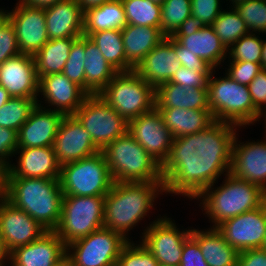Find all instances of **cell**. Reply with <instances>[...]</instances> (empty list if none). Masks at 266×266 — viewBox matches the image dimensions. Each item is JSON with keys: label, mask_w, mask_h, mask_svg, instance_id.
<instances>
[{"label": "cell", "mask_w": 266, "mask_h": 266, "mask_svg": "<svg viewBox=\"0 0 266 266\" xmlns=\"http://www.w3.org/2000/svg\"><path fill=\"white\" fill-rule=\"evenodd\" d=\"M237 127L215 121L195 134L174 138L161 165L164 193L196 199L224 172L228 174Z\"/></svg>", "instance_id": "6da1fadb"}, {"label": "cell", "mask_w": 266, "mask_h": 266, "mask_svg": "<svg viewBox=\"0 0 266 266\" xmlns=\"http://www.w3.org/2000/svg\"><path fill=\"white\" fill-rule=\"evenodd\" d=\"M162 192L164 182L114 181L104 200V227L130 241L128 231L148 215Z\"/></svg>", "instance_id": "7a4b0ae2"}, {"label": "cell", "mask_w": 266, "mask_h": 266, "mask_svg": "<svg viewBox=\"0 0 266 266\" xmlns=\"http://www.w3.org/2000/svg\"><path fill=\"white\" fill-rule=\"evenodd\" d=\"M3 196L47 231L57 228L64 196L59 179L5 178Z\"/></svg>", "instance_id": "3957f363"}, {"label": "cell", "mask_w": 266, "mask_h": 266, "mask_svg": "<svg viewBox=\"0 0 266 266\" xmlns=\"http://www.w3.org/2000/svg\"><path fill=\"white\" fill-rule=\"evenodd\" d=\"M225 179L221 186L207 187L197 198L201 199L207 217H210L213 226L217 227L223 221L238 216L250 210L261 207L266 202V192L259 186L224 174Z\"/></svg>", "instance_id": "277c9868"}, {"label": "cell", "mask_w": 266, "mask_h": 266, "mask_svg": "<svg viewBox=\"0 0 266 266\" xmlns=\"http://www.w3.org/2000/svg\"><path fill=\"white\" fill-rule=\"evenodd\" d=\"M101 152L116 182H163L161 165L128 132Z\"/></svg>", "instance_id": "5b68a950"}, {"label": "cell", "mask_w": 266, "mask_h": 266, "mask_svg": "<svg viewBox=\"0 0 266 266\" xmlns=\"http://www.w3.org/2000/svg\"><path fill=\"white\" fill-rule=\"evenodd\" d=\"M215 69L208 81L209 107L215 121L238 126L254 124L261 119V113L254 107L248 86L224 77L214 78Z\"/></svg>", "instance_id": "8992f818"}, {"label": "cell", "mask_w": 266, "mask_h": 266, "mask_svg": "<svg viewBox=\"0 0 266 266\" xmlns=\"http://www.w3.org/2000/svg\"><path fill=\"white\" fill-rule=\"evenodd\" d=\"M155 88L134 70L118 72L98 93L127 122L155 108Z\"/></svg>", "instance_id": "52a82bcc"}, {"label": "cell", "mask_w": 266, "mask_h": 266, "mask_svg": "<svg viewBox=\"0 0 266 266\" xmlns=\"http://www.w3.org/2000/svg\"><path fill=\"white\" fill-rule=\"evenodd\" d=\"M64 196H106L114 180L103 153L60 166Z\"/></svg>", "instance_id": "ba28073f"}, {"label": "cell", "mask_w": 266, "mask_h": 266, "mask_svg": "<svg viewBox=\"0 0 266 266\" xmlns=\"http://www.w3.org/2000/svg\"><path fill=\"white\" fill-rule=\"evenodd\" d=\"M104 200L105 196H63L54 231L66 246L104 227Z\"/></svg>", "instance_id": "9c48e42d"}, {"label": "cell", "mask_w": 266, "mask_h": 266, "mask_svg": "<svg viewBox=\"0 0 266 266\" xmlns=\"http://www.w3.org/2000/svg\"><path fill=\"white\" fill-rule=\"evenodd\" d=\"M73 116L100 151L128 130V122L98 94L88 95Z\"/></svg>", "instance_id": "30bf717a"}, {"label": "cell", "mask_w": 266, "mask_h": 266, "mask_svg": "<svg viewBox=\"0 0 266 266\" xmlns=\"http://www.w3.org/2000/svg\"><path fill=\"white\" fill-rule=\"evenodd\" d=\"M127 242L120 233L102 227L67 245L66 256L73 266H116Z\"/></svg>", "instance_id": "8fae6325"}, {"label": "cell", "mask_w": 266, "mask_h": 266, "mask_svg": "<svg viewBox=\"0 0 266 266\" xmlns=\"http://www.w3.org/2000/svg\"><path fill=\"white\" fill-rule=\"evenodd\" d=\"M166 216L157 218L142 232V244L154 255L159 266H179L185 240L191 229L180 230Z\"/></svg>", "instance_id": "7c38bea8"}, {"label": "cell", "mask_w": 266, "mask_h": 266, "mask_svg": "<svg viewBox=\"0 0 266 266\" xmlns=\"http://www.w3.org/2000/svg\"><path fill=\"white\" fill-rule=\"evenodd\" d=\"M216 228L239 252L262 248L266 236V202L257 209L223 221Z\"/></svg>", "instance_id": "4fadbf2b"}, {"label": "cell", "mask_w": 266, "mask_h": 266, "mask_svg": "<svg viewBox=\"0 0 266 266\" xmlns=\"http://www.w3.org/2000/svg\"><path fill=\"white\" fill-rule=\"evenodd\" d=\"M127 132L155 161L164 163L174 138L156 108L128 121Z\"/></svg>", "instance_id": "5bb4252c"}, {"label": "cell", "mask_w": 266, "mask_h": 266, "mask_svg": "<svg viewBox=\"0 0 266 266\" xmlns=\"http://www.w3.org/2000/svg\"><path fill=\"white\" fill-rule=\"evenodd\" d=\"M9 11L20 53L34 56L48 41L44 8L26 6L20 2Z\"/></svg>", "instance_id": "9a60e30c"}, {"label": "cell", "mask_w": 266, "mask_h": 266, "mask_svg": "<svg viewBox=\"0 0 266 266\" xmlns=\"http://www.w3.org/2000/svg\"><path fill=\"white\" fill-rule=\"evenodd\" d=\"M52 147L60 166L100 152L91 135L73 115L61 120Z\"/></svg>", "instance_id": "2e32d148"}, {"label": "cell", "mask_w": 266, "mask_h": 266, "mask_svg": "<svg viewBox=\"0 0 266 266\" xmlns=\"http://www.w3.org/2000/svg\"><path fill=\"white\" fill-rule=\"evenodd\" d=\"M46 231L27 212L0 196V234L9 252L32 243Z\"/></svg>", "instance_id": "e0dca14e"}, {"label": "cell", "mask_w": 266, "mask_h": 266, "mask_svg": "<svg viewBox=\"0 0 266 266\" xmlns=\"http://www.w3.org/2000/svg\"><path fill=\"white\" fill-rule=\"evenodd\" d=\"M266 128V127H265ZM266 132V131H265ZM235 136L230 174L259 186L266 192V141L240 142ZM240 144H239V143Z\"/></svg>", "instance_id": "ac0fdd59"}, {"label": "cell", "mask_w": 266, "mask_h": 266, "mask_svg": "<svg viewBox=\"0 0 266 266\" xmlns=\"http://www.w3.org/2000/svg\"><path fill=\"white\" fill-rule=\"evenodd\" d=\"M0 85L11 97L39 96V79L33 56L18 54L0 65Z\"/></svg>", "instance_id": "d6986e66"}, {"label": "cell", "mask_w": 266, "mask_h": 266, "mask_svg": "<svg viewBox=\"0 0 266 266\" xmlns=\"http://www.w3.org/2000/svg\"><path fill=\"white\" fill-rule=\"evenodd\" d=\"M38 100L29 119L17 132L18 148L52 147L64 115L51 108L43 107ZM42 105V106H41Z\"/></svg>", "instance_id": "ffe728a7"}, {"label": "cell", "mask_w": 266, "mask_h": 266, "mask_svg": "<svg viewBox=\"0 0 266 266\" xmlns=\"http://www.w3.org/2000/svg\"><path fill=\"white\" fill-rule=\"evenodd\" d=\"M67 246L55 231H46L30 244L10 252L11 266H54L66 257Z\"/></svg>", "instance_id": "44dd1931"}, {"label": "cell", "mask_w": 266, "mask_h": 266, "mask_svg": "<svg viewBox=\"0 0 266 266\" xmlns=\"http://www.w3.org/2000/svg\"><path fill=\"white\" fill-rule=\"evenodd\" d=\"M17 154L18 164H10L5 170V178L59 179L60 165L53 147L18 148Z\"/></svg>", "instance_id": "7402d4cb"}, {"label": "cell", "mask_w": 266, "mask_h": 266, "mask_svg": "<svg viewBox=\"0 0 266 266\" xmlns=\"http://www.w3.org/2000/svg\"><path fill=\"white\" fill-rule=\"evenodd\" d=\"M39 92L45 98L46 107L62 113L74 115L88 94L76 83L70 81L63 73L50 74L39 79Z\"/></svg>", "instance_id": "603a6c76"}, {"label": "cell", "mask_w": 266, "mask_h": 266, "mask_svg": "<svg viewBox=\"0 0 266 266\" xmlns=\"http://www.w3.org/2000/svg\"><path fill=\"white\" fill-rule=\"evenodd\" d=\"M182 64L175 54V39L166 36L137 65L134 71L155 89L169 82Z\"/></svg>", "instance_id": "cb8c5ba5"}, {"label": "cell", "mask_w": 266, "mask_h": 266, "mask_svg": "<svg viewBox=\"0 0 266 266\" xmlns=\"http://www.w3.org/2000/svg\"><path fill=\"white\" fill-rule=\"evenodd\" d=\"M49 39L83 35L84 12L76 0H63L44 8Z\"/></svg>", "instance_id": "d4e9b609"}, {"label": "cell", "mask_w": 266, "mask_h": 266, "mask_svg": "<svg viewBox=\"0 0 266 266\" xmlns=\"http://www.w3.org/2000/svg\"><path fill=\"white\" fill-rule=\"evenodd\" d=\"M125 48V72L134 70L166 36L157 27L127 24L121 29Z\"/></svg>", "instance_id": "484cf974"}, {"label": "cell", "mask_w": 266, "mask_h": 266, "mask_svg": "<svg viewBox=\"0 0 266 266\" xmlns=\"http://www.w3.org/2000/svg\"><path fill=\"white\" fill-rule=\"evenodd\" d=\"M180 43V52H190L204 59L214 69L228 56V49L212 25L204 26L190 36H172Z\"/></svg>", "instance_id": "4316f807"}, {"label": "cell", "mask_w": 266, "mask_h": 266, "mask_svg": "<svg viewBox=\"0 0 266 266\" xmlns=\"http://www.w3.org/2000/svg\"><path fill=\"white\" fill-rule=\"evenodd\" d=\"M155 108L210 110L207 88H186L165 82L155 89Z\"/></svg>", "instance_id": "83f0119b"}, {"label": "cell", "mask_w": 266, "mask_h": 266, "mask_svg": "<svg viewBox=\"0 0 266 266\" xmlns=\"http://www.w3.org/2000/svg\"><path fill=\"white\" fill-rule=\"evenodd\" d=\"M191 236L198 242L208 266H237L239 251L227 243L216 227L205 231L191 228Z\"/></svg>", "instance_id": "f1b7e54d"}, {"label": "cell", "mask_w": 266, "mask_h": 266, "mask_svg": "<svg viewBox=\"0 0 266 266\" xmlns=\"http://www.w3.org/2000/svg\"><path fill=\"white\" fill-rule=\"evenodd\" d=\"M173 138L195 134L215 122L211 110L156 108Z\"/></svg>", "instance_id": "f546056e"}, {"label": "cell", "mask_w": 266, "mask_h": 266, "mask_svg": "<svg viewBox=\"0 0 266 266\" xmlns=\"http://www.w3.org/2000/svg\"><path fill=\"white\" fill-rule=\"evenodd\" d=\"M85 92L98 94L118 73L104 58L97 45L85 36Z\"/></svg>", "instance_id": "4dcf8cb0"}, {"label": "cell", "mask_w": 266, "mask_h": 266, "mask_svg": "<svg viewBox=\"0 0 266 266\" xmlns=\"http://www.w3.org/2000/svg\"><path fill=\"white\" fill-rule=\"evenodd\" d=\"M127 25L125 9L121 0H111L105 4L84 11L83 35L117 29Z\"/></svg>", "instance_id": "1f68e13d"}, {"label": "cell", "mask_w": 266, "mask_h": 266, "mask_svg": "<svg viewBox=\"0 0 266 266\" xmlns=\"http://www.w3.org/2000/svg\"><path fill=\"white\" fill-rule=\"evenodd\" d=\"M77 38H56L49 41L33 56L38 79L62 73L73 42Z\"/></svg>", "instance_id": "d6a6232c"}, {"label": "cell", "mask_w": 266, "mask_h": 266, "mask_svg": "<svg viewBox=\"0 0 266 266\" xmlns=\"http://www.w3.org/2000/svg\"><path fill=\"white\" fill-rule=\"evenodd\" d=\"M89 38L97 45L105 60L118 72H125V48L121 30L109 29L92 33Z\"/></svg>", "instance_id": "836d02e7"}, {"label": "cell", "mask_w": 266, "mask_h": 266, "mask_svg": "<svg viewBox=\"0 0 266 266\" xmlns=\"http://www.w3.org/2000/svg\"><path fill=\"white\" fill-rule=\"evenodd\" d=\"M127 24L152 26L161 30V5L152 0H121Z\"/></svg>", "instance_id": "e575fe53"}, {"label": "cell", "mask_w": 266, "mask_h": 266, "mask_svg": "<svg viewBox=\"0 0 266 266\" xmlns=\"http://www.w3.org/2000/svg\"><path fill=\"white\" fill-rule=\"evenodd\" d=\"M38 99L12 97L0 108V126L16 132L29 119Z\"/></svg>", "instance_id": "d590c367"}, {"label": "cell", "mask_w": 266, "mask_h": 266, "mask_svg": "<svg viewBox=\"0 0 266 266\" xmlns=\"http://www.w3.org/2000/svg\"><path fill=\"white\" fill-rule=\"evenodd\" d=\"M212 26L227 49L243 35L249 33L245 22L233 6L230 10H223L214 20Z\"/></svg>", "instance_id": "8d00e7d4"}, {"label": "cell", "mask_w": 266, "mask_h": 266, "mask_svg": "<svg viewBox=\"0 0 266 266\" xmlns=\"http://www.w3.org/2000/svg\"><path fill=\"white\" fill-rule=\"evenodd\" d=\"M191 15V0H166L161 5V31L172 36Z\"/></svg>", "instance_id": "74e56055"}, {"label": "cell", "mask_w": 266, "mask_h": 266, "mask_svg": "<svg viewBox=\"0 0 266 266\" xmlns=\"http://www.w3.org/2000/svg\"><path fill=\"white\" fill-rule=\"evenodd\" d=\"M233 7L245 22L249 33H266V0L242 1Z\"/></svg>", "instance_id": "f35d334b"}, {"label": "cell", "mask_w": 266, "mask_h": 266, "mask_svg": "<svg viewBox=\"0 0 266 266\" xmlns=\"http://www.w3.org/2000/svg\"><path fill=\"white\" fill-rule=\"evenodd\" d=\"M262 47V38L255 33H247L228 49L229 61L261 63Z\"/></svg>", "instance_id": "ab89813d"}, {"label": "cell", "mask_w": 266, "mask_h": 266, "mask_svg": "<svg viewBox=\"0 0 266 266\" xmlns=\"http://www.w3.org/2000/svg\"><path fill=\"white\" fill-rule=\"evenodd\" d=\"M84 58L85 35H82L73 42L62 73L85 91Z\"/></svg>", "instance_id": "60d3db41"}, {"label": "cell", "mask_w": 266, "mask_h": 266, "mask_svg": "<svg viewBox=\"0 0 266 266\" xmlns=\"http://www.w3.org/2000/svg\"><path fill=\"white\" fill-rule=\"evenodd\" d=\"M139 243L128 241L121 249L116 266H159L154 255L141 241Z\"/></svg>", "instance_id": "b9f144b4"}, {"label": "cell", "mask_w": 266, "mask_h": 266, "mask_svg": "<svg viewBox=\"0 0 266 266\" xmlns=\"http://www.w3.org/2000/svg\"><path fill=\"white\" fill-rule=\"evenodd\" d=\"M226 74L239 84L249 85L262 70L261 63L247 61H230Z\"/></svg>", "instance_id": "7bdbcfd3"}, {"label": "cell", "mask_w": 266, "mask_h": 266, "mask_svg": "<svg viewBox=\"0 0 266 266\" xmlns=\"http://www.w3.org/2000/svg\"><path fill=\"white\" fill-rule=\"evenodd\" d=\"M220 0H191V15L205 26L212 25L223 11Z\"/></svg>", "instance_id": "ee69618b"}, {"label": "cell", "mask_w": 266, "mask_h": 266, "mask_svg": "<svg viewBox=\"0 0 266 266\" xmlns=\"http://www.w3.org/2000/svg\"><path fill=\"white\" fill-rule=\"evenodd\" d=\"M211 73H200L184 66L179 67L169 82L186 88H207Z\"/></svg>", "instance_id": "f6af8a7d"}, {"label": "cell", "mask_w": 266, "mask_h": 266, "mask_svg": "<svg viewBox=\"0 0 266 266\" xmlns=\"http://www.w3.org/2000/svg\"><path fill=\"white\" fill-rule=\"evenodd\" d=\"M18 54H20V49L15 29L8 20L0 29V65Z\"/></svg>", "instance_id": "bcb514c9"}, {"label": "cell", "mask_w": 266, "mask_h": 266, "mask_svg": "<svg viewBox=\"0 0 266 266\" xmlns=\"http://www.w3.org/2000/svg\"><path fill=\"white\" fill-rule=\"evenodd\" d=\"M18 149L17 132L0 126V166L5 170L10 166L12 157Z\"/></svg>", "instance_id": "7dc6e473"}, {"label": "cell", "mask_w": 266, "mask_h": 266, "mask_svg": "<svg viewBox=\"0 0 266 266\" xmlns=\"http://www.w3.org/2000/svg\"><path fill=\"white\" fill-rule=\"evenodd\" d=\"M179 266H208L198 242L191 235L184 242Z\"/></svg>", "instance_id": "c3c4849f"}, {"label": "cell", "mask_w": 266, "mask_h": 266, "mask_svg": "<svg viewBox=\"0 0 266 266\" xmlns=\"http://www.w3.org/2000/svg\"><path fill=\"white\" fill-rule=\"evenodd\" d=\"M248 89L254 107L261 113L266 108V69H262L257 74L248 85Z\"/></svg>", "instance_id": "681fc988"}, {"label": "cell", "mask_w": 266, "mask_h": 266, "mask_svg": "<svg viewBox=\"0 0 266 266\" xmlns=\"http://www.w3.org/2000/svg\"><path fill=\"white\" fill-rule=\"evenodd\" d=\"M175 54L177 56V60L182 64V66L186 67L187 69H195L197 72L200 73H211L214 69L204 59L193 55L190 52H180V43L176 39Z\"/></svg>", "instance_id": "f907efd6"}, {"label": "cell", "mask_w": 266, "mask_h": 266, "mask_svg": "<svg viewBox=\"0 0 266 266\" xmlns=\"http://www.w3.org/2000/svg\"><path fill=\"white\" fill-rule=\"evenodd\" d=\"M237 266H266V250L255 248L239 252Z\"/></svg>", "instance_id": "816d5d0a"}, {"label": "cell", "mask_w": 266, "mask_h": 266, "mask_svg": "<svg viewBox=\"0 0 266 266\" xmlns=\"http://www.w3.org/2000/svg\"><path fill=\"white\" fill-rule=\"evenodd\" d=\"M204 26L201 20L190 15L172 36H190Z\"/></svg>", "instance_id": "f5cc1de1"}, {"label": "cell", "mask_w": 266, "mask_h": 266, "mask_svg": "<svg viewBox=\"0 0 266 266\" xmlns=\"http://www.w3.org/2000/svg\"><path fill=\"white\" fill-rule=\"evenodd\" d=\"M63 0H19L20 3L31 6V7H39V8H46L52 6L56 3H59Z\"/></svg>", "instance_id": "db71d44e"}, {"label": "cell", "mask_w": 266, "mask_h": 266, "mask_svg": "<svg viewBox=\"0 0 266 266\" xmlns=\"http://www.w3.org/2000/svg\"><path fill=\"white\" fill-rule=\"evenodd\" d=\"M76 1L79 3L81 10L84 12L87 9L101 6L111 0H76Z\"/></svg>", "instance_id": "11a10c76"}, {"label": "cell", "mask_w": 266, "mask_h": 266, "mask_svg": "<svg viewBox=\"0 0 266 266\" xmlns=\"http://www.w3.org/2000/svg\"><path fill=\"white\" fill-rule=\"evenodd\" d=\"M10 261V252L7 250V247L2 239L0 234V266H5V262Z\"/></svg>", "instance_id": "9f6ffc18"}, {"label": "cell", "mask_w": 266, "mask_h": 266, "mask_svg": "<svg viewBox=\"0 0 266 266\" xmlns=\"http://www.w3.org/2000/svg\"><path fill=\"white\" fill-rule=\"evenodd\" d=\"M12 98L8 91L0 85V108Z\"/></svg>", "instance_id": "6f0895ef"}, {"label": "cell", "mask_w": 266, "mask_h": 266, "mask_svg": "<svg viewBox=\"0 0 266 266\" xmlns=\"http://www.w3.org/2000/svg\"><path fill=\"white\" fill-rule=\"evenodd\" d=\"M9 20V11L0 9V29L4 26V24Z\"/></svg>", "instance_id": "680465c9"}, {"label": "cell", "mask_w": 266, "mask_h": 266, "mask_svg": "<svg viewBox=\"0 0 266 266\" xmlns=\"http://www.w3.org/2000/svg\"><path fill=\"white\" fill-rule=\"evenodd\" d=\"M5 169L0 166V196L4 194Z\"/></svg>", "instance_id": "91938a15"}, {"label": "cell", "mask_w": 266, "mask_h": 266, "mask_svg": "<svg viewBox=\"0 0 266 266\" xmlns=\"http://www.w3.org/2000/svg\"><path fill=\"white\" fill-rule=\"evenodd\" d=\"M262 69H266V40L263 39L262 57H261Z\"/></svg>", "instance_id": "94428289"}, {"label": "cell", "mask_w": 266, "mask_h": 266, "mask_svg": "<svg viewBox=\"0 0 266 266\" xmlns=\"http://www.w3.org/2000/svg\"><path fill=\"white\" fill-rule=\"evenodd\" d=\"M54 266H73L71 260L66 256L64 259H62L58 264Z\"/></svg>", "instance_id": "6125c7cd"}, {"label": "cell", "mask_w": 266, "mask_h": 266, "mask_svg": "<svg viewBox=\"0 0 266 266\" xmlns=\"http://www.w3.org/2000/svg\"><path fill=\"white\" fill-rule=\"evenodd\" d=\"M263 114H264V115H263ZM261 117H262V118L265 117V119H263V120L266 121V108L263 109V111L261 112ZM265 124H266V122H265ZM265 127H266V125H265Z\"/></svg>", "instance_id": "be15d7a7"}, {"label": "cell", "mask_w": 266, "mask_h": 266, "mask_svg": "<svg viewBox=\"0 0 266 266\" xmlns=\"http://www.w3.org/2000/svg\"><path fill=\"white\" fill-rule=\"evenodd\" d=\"M152 1H154L157 4L162 5L166 0H152Z\"/></svg>", "instance_id": "e7e4bbea"}, {"label": "cell", "mask_w": 266, "mask_h": 266, "mask_svg": "<svg viewBox=\"0 0 266 266\" xmlns=\"http://www.w3.org/2000/svg\"><path fill=\"white\" fill-rule=\"evenodd\" d=\"M266 230V229H265ZM262 248L264 249V250H266V236H265V240H264V243H263V245H262Z\"/></svg>", "instance_id": "03108f58"}]
</instances>
